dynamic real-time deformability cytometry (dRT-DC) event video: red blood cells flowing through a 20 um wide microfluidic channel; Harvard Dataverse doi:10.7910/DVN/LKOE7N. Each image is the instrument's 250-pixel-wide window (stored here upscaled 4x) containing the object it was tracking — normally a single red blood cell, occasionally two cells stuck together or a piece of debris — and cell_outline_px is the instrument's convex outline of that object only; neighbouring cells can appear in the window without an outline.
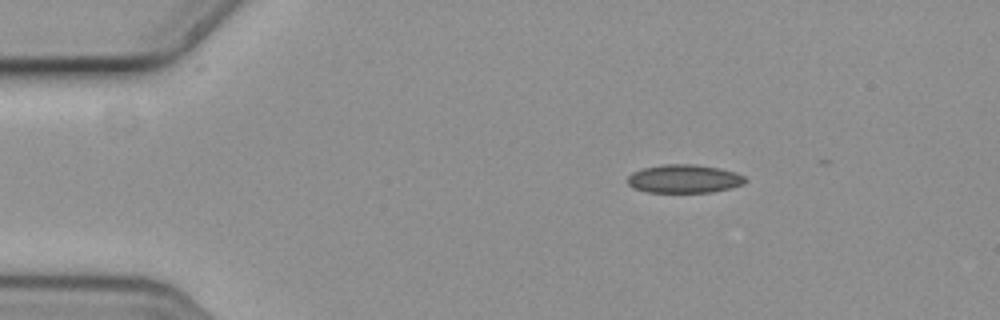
{"species": "common noctule bat (a hibernating species)", "species_latin": "Nyctalus noctula", "temperature_condition": "cold", "stored_images_in_passage": 4, "camera_frame_rate_fps": 3000, "um_per_image_px": 0.085, "animal": {"sex": "female", "body_mass_g": 19.3, "forearm_length_mm": 54.1}, "frame": {"image": 1, "passage_image": 1, "time_ms": 0.0, "image_size_px": [1000, 320], "cell_outline_px": [[744, 184], [712, 192], [648, 192], [636, 188], [628, 184], [628, 176], [632, 172], [644, 168], [664, 164], [696, 164], [720, 168], [736, 172], [744, 176]], "centroid_in_image_um": [58.15, 15.19], "position_along_channel_um": 26.8, "area_um2": 19.31}}